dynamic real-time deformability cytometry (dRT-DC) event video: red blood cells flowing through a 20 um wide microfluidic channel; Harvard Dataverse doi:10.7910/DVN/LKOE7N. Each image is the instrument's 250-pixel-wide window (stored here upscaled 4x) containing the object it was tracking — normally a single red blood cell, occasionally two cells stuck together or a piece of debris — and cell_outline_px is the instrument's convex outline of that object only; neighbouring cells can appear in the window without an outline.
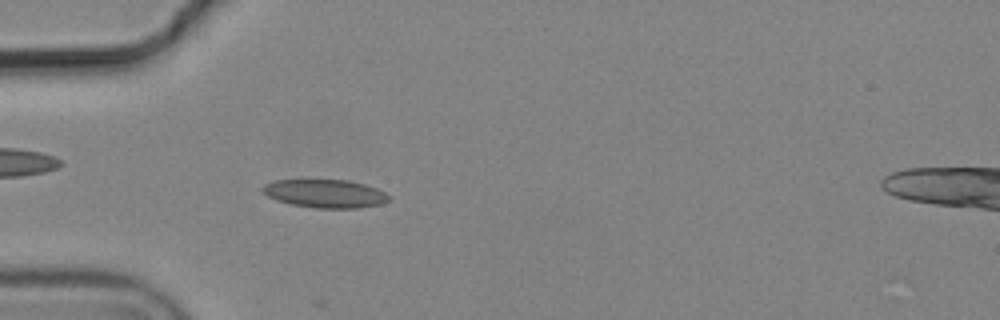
{"species": "common noctule bat (a hibernating species)", "species_latin": "Nyctalus noctula", "temperature_condition": "cold", "stored_images_in_passage": 3, "camera_frame_rate_fps": 3000, "um_per_image_px": 0.085, "animal": {"sex": "male", "body_mass_g": 19.2, "forearm_length_mm": 51.8}, "frame": {"image": 1, "passage_image": 2, "time_ms": 0.333, "image_size_px": [1000, 320], "cell_outline_px": [[392, 196], [388, 200], [380, 204], [356, 208], [316, 208], [292, 204], [276, 200], [260, 192], [260, 188], [264, 184], [272, 180], [348, 180], [364, 184], [376, 188]], "centroid_in_image_um": [27.59, 16.45], "position_along_channel_um": 57.4, "area_um2": 20.87}}